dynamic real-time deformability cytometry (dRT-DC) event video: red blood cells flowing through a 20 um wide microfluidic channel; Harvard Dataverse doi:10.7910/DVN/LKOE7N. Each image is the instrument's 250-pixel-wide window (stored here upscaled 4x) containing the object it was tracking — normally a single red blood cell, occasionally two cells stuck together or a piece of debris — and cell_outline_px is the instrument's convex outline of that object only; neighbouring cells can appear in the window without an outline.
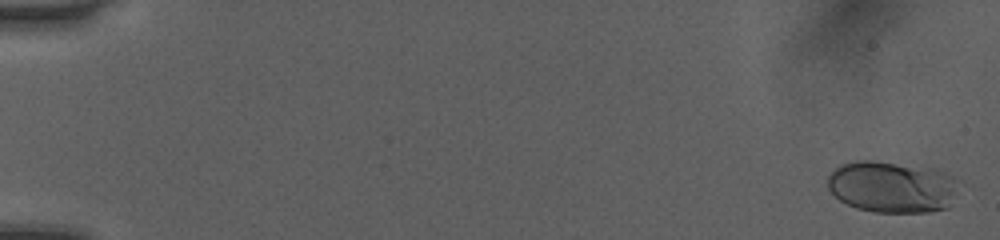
{"species": "human", "species_latin": "Homo sapiens", "temperature_condition": "room temperature", "stored_images_in_passage": 52, "camera_frame_rate_fps": 3000, "um_per_image_px": 0.085, "donor": {"sex": "female"}, "frame": {"image": 1, "passage_image": 2, "time_ms": 0.333, "image_size_px": [1000, 240], "cell_outline_px": [[964, 180], [948, 208], [932, 212], [872, 212], [856, 208], [840, 200], [828, 188], [828, 176], [840, 164], [856, 160], [872, 160], [936, 168], [956, 176]], "centroid_in_image_um": [75.92, 15.87], "position_along_channel_um": 9.1, "area_um2": 40.34}}
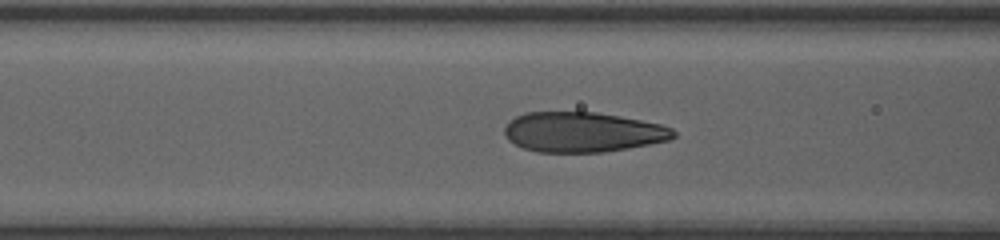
{"frame": {"image": 2, "passage_image": 23, "time_ms": 7.333, "image_size_px": [1000, 240], "cell_outline_px": [[676, 136], [668, 140], [628, 148], [604, 152], [536, 152], [524, 148], [508, 140], [504, 136], [504, 128], [516, 116], [524, 112], [596, 112], [620, 116], [660, 124], [672, 128], [676, 132]], "centroid_in_image_um": [49.52, 11.23], "position_along_channel_um": 117.1, "area_um2": 39.36}}
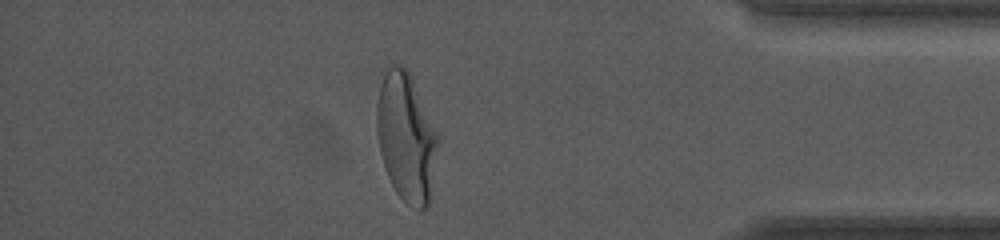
{"frame": {"image": 3, "passage_image": 46, "time_ms": 15.0, "image_size_px": [1000, 240], "cell_outline_px": [[440, 140], [428, 208], [420, 212], [408, 204], [396, 192], [388, 176], [380, 152], [376, 132], [376, 104], [380, 84], [388, 64], [400, 64], [408, 72], [440, 136]], "centroid_in_image_um": [34.54, 11.68], "position_along_channel_um": 400.7, "area_um2": 46.12}, "authors_computed_cell_mechanics": {"area_um2": 39.9109, "velocity_mm_per_s": 4.0753, "shape_relaxation_time_tau1_ms": 5.3795, "shape_relaxation_time_tau2_ms": null, "deformation_change_tau1": 0.206, "deformation_change_tau2": null}}